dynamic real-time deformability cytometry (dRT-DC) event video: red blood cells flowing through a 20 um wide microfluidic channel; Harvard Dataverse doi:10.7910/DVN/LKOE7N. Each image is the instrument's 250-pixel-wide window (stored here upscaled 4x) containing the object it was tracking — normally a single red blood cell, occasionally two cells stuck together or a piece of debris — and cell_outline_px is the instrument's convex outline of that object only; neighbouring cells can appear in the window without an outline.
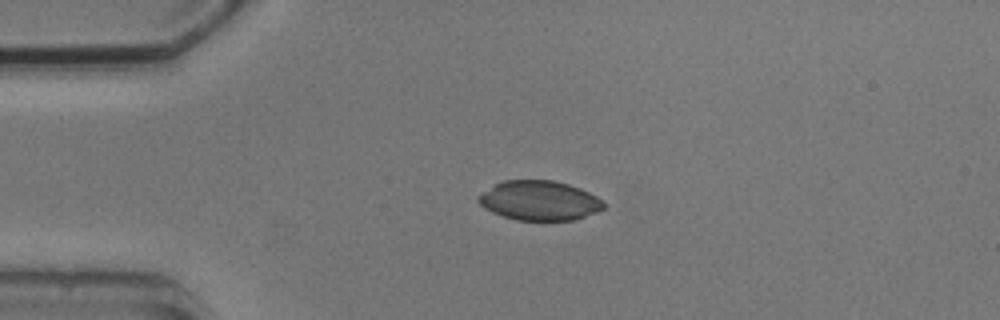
{"species": "common noctule bat (a hibernating species)", "species_latin": "Nyctalus noctula", "temperature_condition": "cold", "stored_images_in_passage": 1, "camera_frame_rate_fps": 3000, "um_per_image_px": 0.085, "animal": {"sex": "male", "body_mass_g": 20.5, "forearm_length_mm": 52.5}, "frame": {"image": 1, "passage_image": 1, "time_ms": 0.0, "image_size_px": [1000, 320], "cell_outline_px": [[604, 208], [596, 212], [576, 220], [516, 220], [492, 212], [484, 208], [476, 200], [476, 196], [496, 184], [504, 180], [552, 180], [568, 184], [580, 188], [604, 200]], "centroid_in_image_um": [45.85, 17.05], "position_along_channel_um": 39.2, "area_um2": 28.9}}